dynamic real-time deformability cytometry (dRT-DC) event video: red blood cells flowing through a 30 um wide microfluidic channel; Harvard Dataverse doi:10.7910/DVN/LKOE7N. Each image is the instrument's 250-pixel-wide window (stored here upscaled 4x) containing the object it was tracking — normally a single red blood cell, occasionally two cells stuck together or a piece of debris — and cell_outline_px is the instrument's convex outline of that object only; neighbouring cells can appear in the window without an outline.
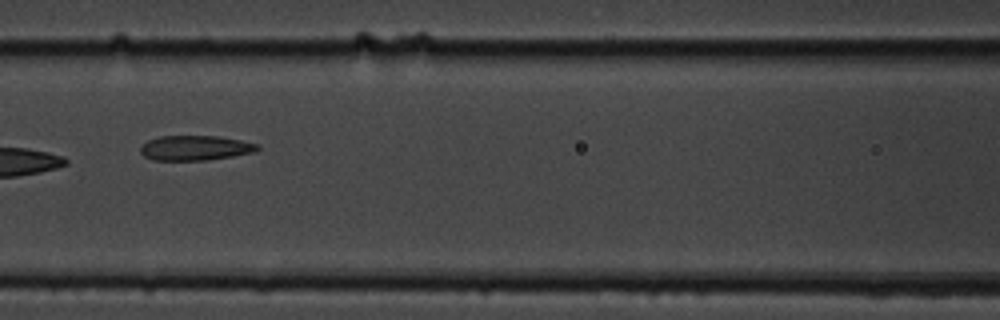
{"species": "common noctule bat (a hibernating species)", "species_latin": "Nyctalus noctula", "temperature_condition": "cold", "stored_images_in_passage": 12, "camera_frame_rate_fps": 3000, "um_per_image_px": 0.085, "animal": {"sex": "male", "body_mass_g": 19.5, "forearm_length_mm": 54.6}, "frame": {"image": 1, "passage_image": 4, "time_ms": 3.333, "image_size_px": [1000, 320], "cell_outline_px": [[260, 148], [256, 152], [208, 160], [152, 160], [144, 156], [140, 152], [140, 148], [148, 140], [160, 136], [220, 136], [260, 144]], "centroid_in_image_um": [16.62, 12.57], "position_along_channel_um": 150.0, "area_um2": 17.05}}
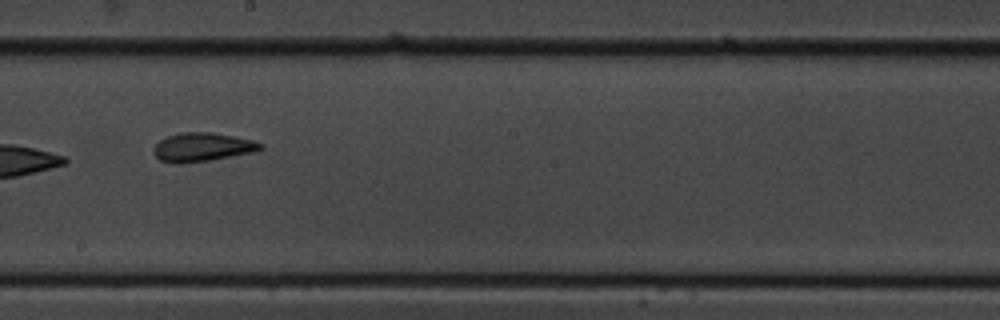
{"frame": {"image": 2, "passage_image": 6, "time_ms": 5.667, "image_size_px": [1000, 320], "cell_outline_px": [[264, 148], [256, 152], [208, 160], [180, 164], [172, 164], [160, 160], [152, 152], [152, 148], [160, 140], [168, 136], [180, 132], [212, 132], [252, 140], [264, 144]], "centroid_in_image_um": [17.18, 12.51], "position_along_channel_um": 231.0, "area_um2": 18.03}, "authors_computed_cell_mechanics": {"area_um2": 17.9758, "velocity_mm_per_s": 3.4868, "shape_relaxation_time_tau1_ms": null, "shape_relaxation_time_tau2_ms": 3.3345, "deformation_change_tau1": null, "deformation_change_tau2": 0.0658}}